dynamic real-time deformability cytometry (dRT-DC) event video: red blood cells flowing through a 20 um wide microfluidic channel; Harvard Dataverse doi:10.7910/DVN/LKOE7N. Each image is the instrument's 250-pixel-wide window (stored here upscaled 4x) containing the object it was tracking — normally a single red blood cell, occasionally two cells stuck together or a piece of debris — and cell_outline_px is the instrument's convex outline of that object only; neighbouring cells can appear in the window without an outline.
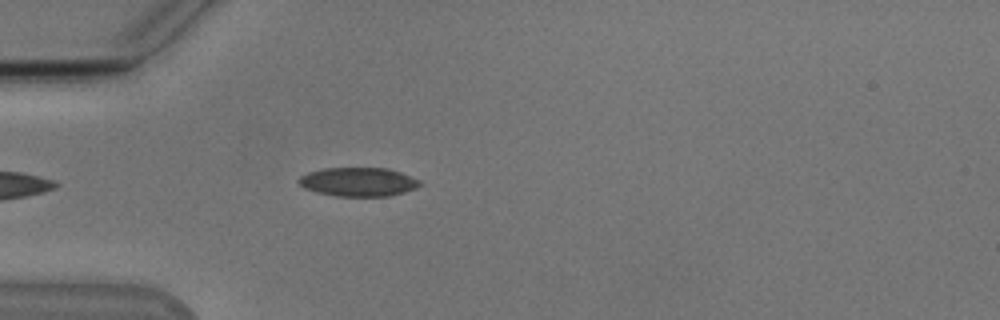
{"species": "Egyptian fruit bat (a non-hibernating species)", "species_latin": "Rousettus aegyptiacus", "temperature_condition": "cold", "stored_images_in_passage": 30, "camera_frame_rate_fps": 3000, "um_per_image_px": 0.085, "animal": {"sex": "male"}, "frame": {"image": 1, "passage_image": 5, "time_ms": 1.333, "image_size_px": [1000, 320], "cell_outline_px": [[420, 184], [416, 188], [404, 192], [388, 196], [336, 196], [316, 192], [304, 188], [296, 180], [300, 176], [308, 172], [324, 168], [388, 168], [400, 172], [420, 180]], "centroid_in_image_um": [30.43, 15.46], "position_along_channel_um": 54.6, "area_um2": 20.35}}
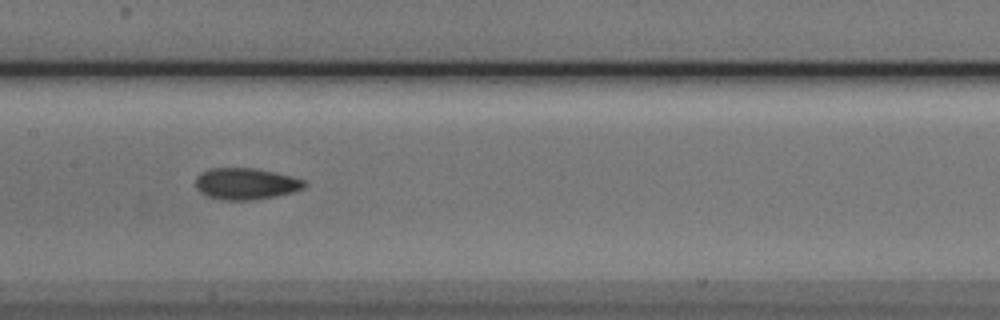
{"frame": {"image": 2, "passage_image": 16, "time_ms": 5.0, "image_size_px": [1000, 320], "cell_outline_px": [[308, 184], [304, 188], [292, 192], [276, 196], [252, 200], [220, 200], [208, 196], [200, 192], [196, 188], [196, 176], [208, 168], [252, 168], [292, 176], [304, 180]], "centroid_in_image_um": [20.88, 15.62], "position_along_channel_um": 186.5, "area_um2": 20.0}}
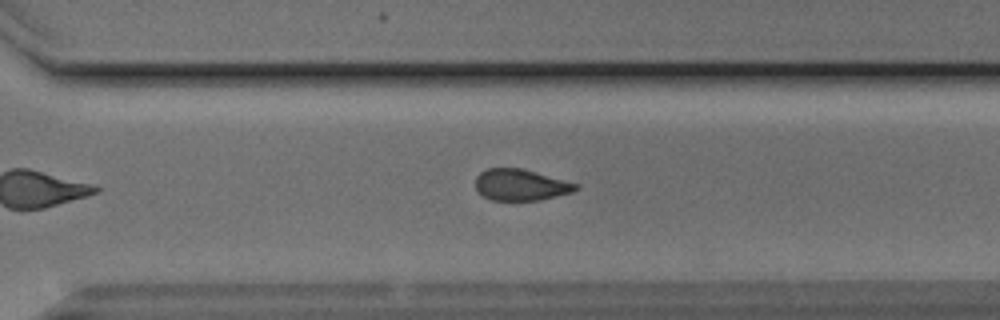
{"frame": {"image": 3, "passage_image": 27, "time_ms": 8.667, "image_size_px": [1000, 320], "cell_outline_px": [[580, 188], [572, 192], [540, 200], [488, 200], [476, 188], [476, 176], [480, 172], [488, 168], [520, 168], [580, 184]], "centroid_in_image_um": [44.27, 15.71], "position_along_channel_um": 326.3, "area_um2": 18.26}}